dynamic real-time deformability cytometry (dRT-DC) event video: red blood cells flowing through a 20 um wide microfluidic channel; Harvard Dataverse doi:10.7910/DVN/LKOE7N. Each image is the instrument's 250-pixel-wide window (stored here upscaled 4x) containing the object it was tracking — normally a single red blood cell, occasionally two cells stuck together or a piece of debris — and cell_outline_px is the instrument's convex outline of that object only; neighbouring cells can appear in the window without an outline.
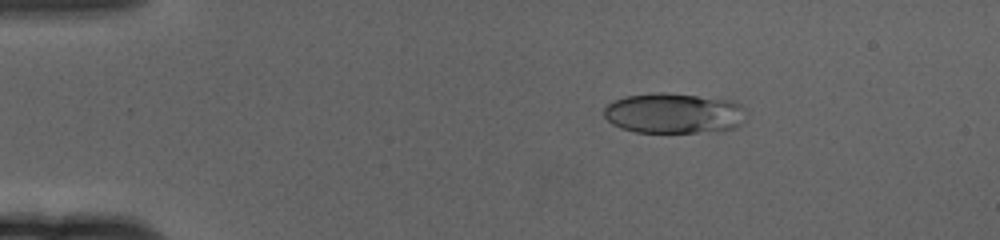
{"species": "human", "species_latin": "Homo sapiens", "temperature_condition": "cold", "stored_images_in_passage": 60, "camera_frame_rate_fps": 3000, "um_per_image_px": 0.085, "donor": {"sex": "female"}, "frame": {"image": 1, "passage_image": 10, "time_ms": 3.0, "image_size_px": [1000, 240], "cell_outline_px": [[748, 116], [736, 128], [720, 132], [636, 132], [620, 128], [612, 124], [604, 116], [604, 108], [608, 104], [624, 96], [652, 92], [664, 92], [732, 100], [748, 108]], "centroid_in_image_um": [57.35, 9.63], "position_along_channel_um": 27.6, "area_um2": 34.16}}
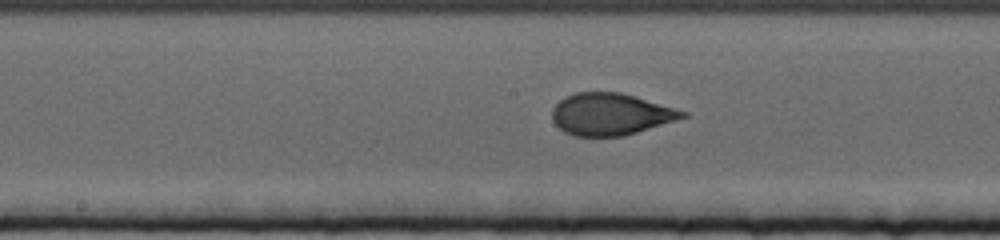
{"frame": {"image": 2, "passage_image": 31, "time_ms": 10.0, "image_size_px": [1000, 240], "cell_outline_px": [[688, 116], [676, 120], [624, 136], [572, 136], [564, 132], [552, 120], [552, 108], [564, 96], [576, 92], [620, 92], [688, 112]], "centroid_in_image_um": [51.87, 9.71], "position_along_channel_um": 196.3, "area_um2": 31.73}}
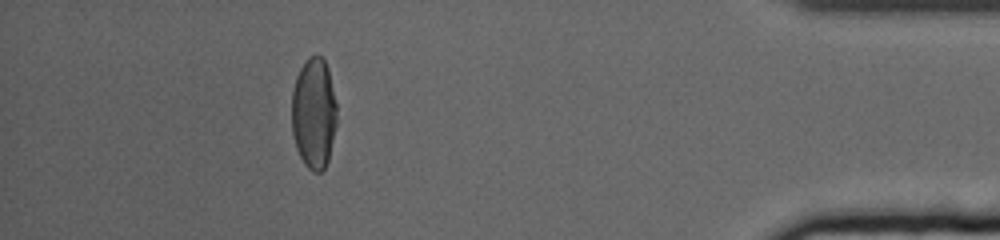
{"frame": {"image": 3, "passage_image": 54, "time_ms": 17.667, "image_size_px": [1000, 240], "cell_outline_px": [[336, 128], [328, 160], [324, 168], [320, 172], [312, 172], [304, 164], [296, 148], [292, 132], [292, 92], [296, 76], [304, 60], [308, 56], [320, 56], [324, 60], [328, 68], [336, 104]], "centroid_in_image_um": [26.67, 9.63], "position_along_channel_um": 408.5, "area_um2": 29.3}, "authors_computed_cell_mechanics": {"area_um2": 32.5414, "velocity_mm_per_s": 3.3845, "shape_relaxation_time_tau1_ms": 4.5707, "shape_relaxation_time_tau2_ms": null, "deformation_change_tau1": 0.1766, "deformation_change_tau2": null}}